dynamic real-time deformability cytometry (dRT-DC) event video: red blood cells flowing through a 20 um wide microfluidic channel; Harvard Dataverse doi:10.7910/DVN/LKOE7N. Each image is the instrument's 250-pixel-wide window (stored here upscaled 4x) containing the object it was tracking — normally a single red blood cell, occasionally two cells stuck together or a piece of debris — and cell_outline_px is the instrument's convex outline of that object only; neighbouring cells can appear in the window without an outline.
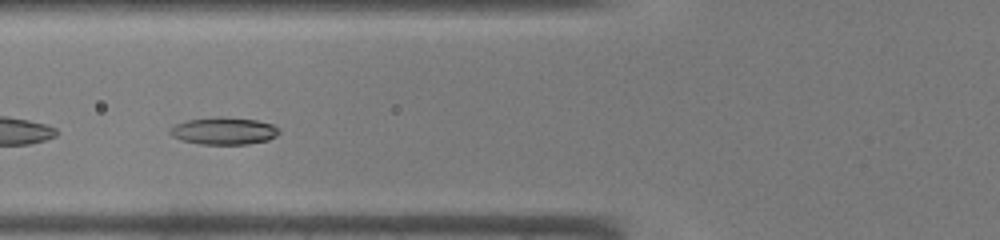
{"species": "common noctule bat (a hibernating species)", "species_latin": "Nyctalus noctula", "temperature_condition": "warm", "stored_images_in_passage": 24, "camera_frame_rate_fps": 3000, "um_per_image_px": 0.085, "animal": {"sex": "male", "body_mass_g": 19.0, "forearm_length_mm": 50.8}, "frame": {"image": 1, "passage_image": 4, "time_ms": 1.0, "image_size_px": [1000, 240], "cell_outline_px": [[280, 132], [276, 136], [268, 140], [248, 144], [200, 144], [180, 140], [172, 136], [168, 132], [176, 124], [188, 120], [220, 116], [256, 120], [272, 124], [280, 128]], "centroid_in_image_um": [19.05, 11.13], "position_along_channel_um": 106.8, "area_um2": 17.34}}
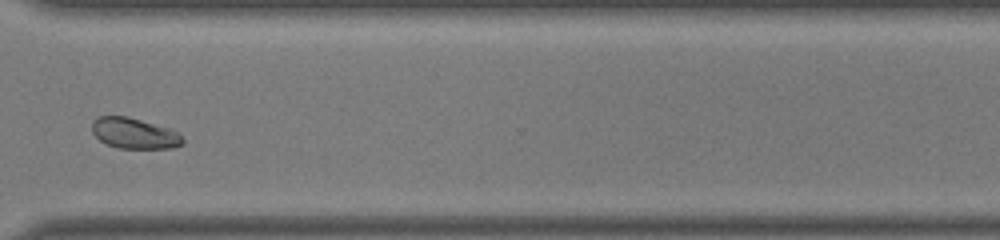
{"frame": {"image": 2, "passage_image": 21, "time_ms": 6.667, "image_size_px": [1000, 240], "cell_outline_px": [[184, 144], [172, 148], [116, 148], [100, 140], [92, 132], [92, 120], [100, 116], [128, 116], [168, 128], [180, 132], [184, 140]], "centroid_in_image_um": [11.44, 11.33], "position_along_channel_um": 359.2, "area_um2": 16.3}}